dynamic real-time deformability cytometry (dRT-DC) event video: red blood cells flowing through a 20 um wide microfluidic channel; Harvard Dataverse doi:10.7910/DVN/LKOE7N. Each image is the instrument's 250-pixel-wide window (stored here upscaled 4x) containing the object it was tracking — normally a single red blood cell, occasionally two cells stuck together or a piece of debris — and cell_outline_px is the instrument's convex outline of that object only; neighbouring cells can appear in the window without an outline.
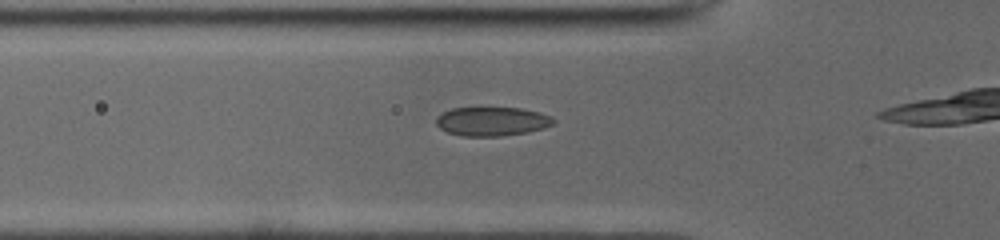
{"species": "common noctule bat (a hibernating species)", "species_latin": "Nyctalus noctula", "temperature_condition": "cold", "stored_images_in_passage": 12, "camera_frame_rate_fps": 3000, "um_per_image_px": 0.085, "animal": {"sex": "male", "body_mass_g": 19.0, "forearm_length_mm": 50.8}, "frame": {"image": 1, "passage_image": 7, "time_ms": 2.0, "image_size_px": [1000, 240], "cell_outline_px": [[556, 120], [552, 124], [528, 132], [500, 136], [460, 136], [448, 132], [440, 128], [436, 124], [436, 116], [452, 108], [520, 108], [540, 112], [552, 116]], "centroid_in_image_um": [41.8, 10.31], "position_along_channel_um": 84.0, "area_um2": 19.71}}
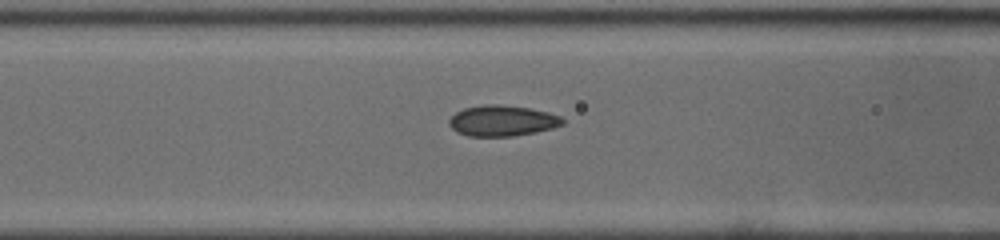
{"frame": {"image": 2, "passage_image": 10, "time_ms": 3.0, "image_size_px": [1000, 240], "cell_outline_px": [[564, 124], [552, 128], [536, 132], [512, 136], [468, 136], [456, 132], [448, 124], [448, 120], [456, 112], [464, 108], [484, 104], [496, 104], [528, 108], [548, 112], [560, 116], [564, 120]], "centroid_in_image_um": [42.67, 10.26], "position_along_channel_um": 123.9, "area_um2": 20.35}}